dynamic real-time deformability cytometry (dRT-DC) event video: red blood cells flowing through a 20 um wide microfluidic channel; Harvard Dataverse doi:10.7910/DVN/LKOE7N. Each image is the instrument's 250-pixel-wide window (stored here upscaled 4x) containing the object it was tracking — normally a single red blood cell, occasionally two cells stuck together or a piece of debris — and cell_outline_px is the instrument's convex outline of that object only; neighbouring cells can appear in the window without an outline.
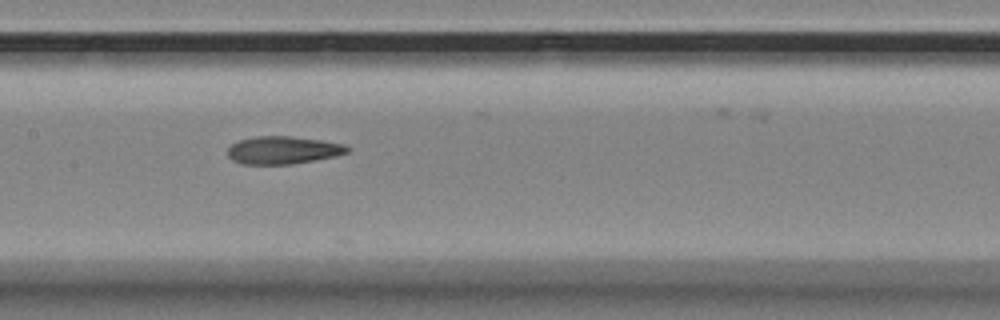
{"species": "Egyptian fruit bat (a non-hibernating species)", "species_latin": "Rousettus aegyptiacus", "temperature_condition": "room temperature", "stored_images_in_passage": 8, "camera_frame_rate_fps": 3000, "um_per_image_px": 0.085, "animal": {"sex": "female"}, "frame": {"image": 1, "passage_image": 7, "time_ms": 2.0, "image_size_px": [1000, 320], "cell_outline_px": [[348, 152], [332, 156], [312, 160], [288, 164], [244, 164], [232, 160], [228, 156], [228, 148], [232, 144], [240, 140], [256, 136], [288, 136], [320, 140], [344, 144], [348, 148]], "centroid_in_image_um": [24.0, 12.75], "position_along_channel_um": 183.4, "area_um2": 18.9}}
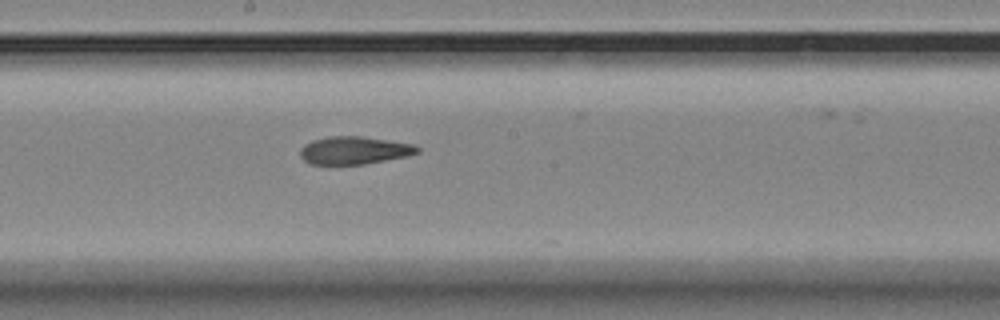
{"frame": {"image": 2, "passage_image": 8, "time_ms": 2.333, "image_size_px": [1000, 320], "cell_outline_px": [[420, 152], [404, 156], [364, 164], [308, 164], [300, 156], [300, 148], [304, 144], [312, 140], [328, 136], [360, 136], [412, 144], [420, 148]], "centroid_in_image_um": [30.04, 12.77], "position_along_channel_um": 218.2, "area_um2": 18.79}}